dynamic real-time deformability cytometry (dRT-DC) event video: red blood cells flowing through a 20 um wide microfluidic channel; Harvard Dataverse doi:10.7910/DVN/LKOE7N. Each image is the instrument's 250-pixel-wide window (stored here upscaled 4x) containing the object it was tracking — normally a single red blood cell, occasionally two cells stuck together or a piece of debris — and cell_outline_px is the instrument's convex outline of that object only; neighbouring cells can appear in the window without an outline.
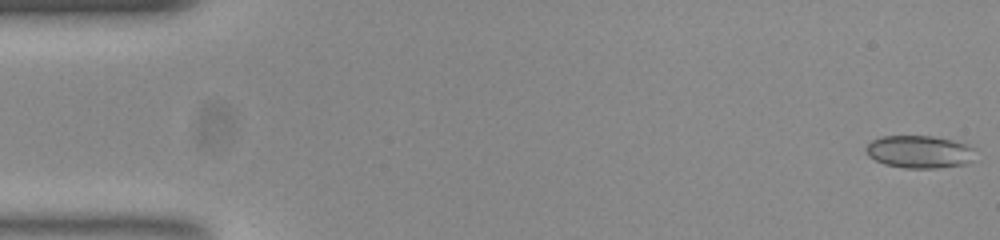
{"species": "common noctule bat (a hibernating species)", "species_latin": "Nyctalus noctula", "temperature_condition": "room temperature", "stored_images_in_passage": 52, "camera_frame_rate_fps": 3000, "um_per_image_px": 0.085, "animal": {"sex": "female", "body_mass_g": 23.0, "forearm_length_mm": 53.4}, "frame": {"image": 1, "passage_image": 1, "time_ms": 0.0, "image_size_px": [1000, 240], "cell_outline_px": [[976, 148], [968, 160], [964, 164], [936, 168], [904, 168], [884, 164], [868, 156], [864, 148], [872, 140], [880, 136], [932, 136], [952, 140], [968, 144]], "centroid_in_image_um": [78.1, 12.89], "position_along_channel_um": 6.9, "area_um2": 20.69}}
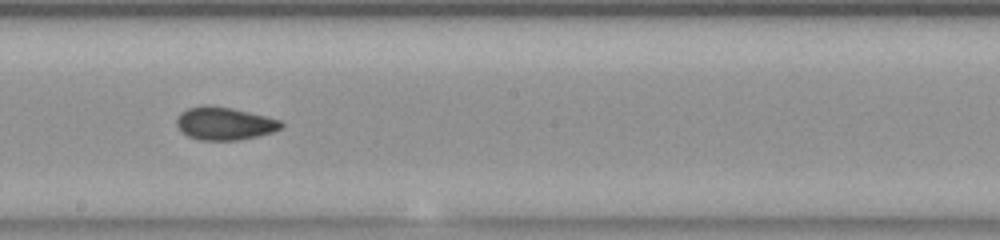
{"frame": {"image": 2, "passage_image": 29, "time_ms": 9.333, "image_size_px": [1000, 240], "cell_outline_px": [[284, 124], [280, 128], [272, 132], [256, 136], [236, 140], [200, 140], [188, 136], [176, 124], [176, 120], [180, 112], [188, 108], [204, 104], [232, 108], [280, 120]], "centroid_in_image_um": [19.05, 10.49], "position_along_channel_um": 229.2, "area_um2": 19.77}}
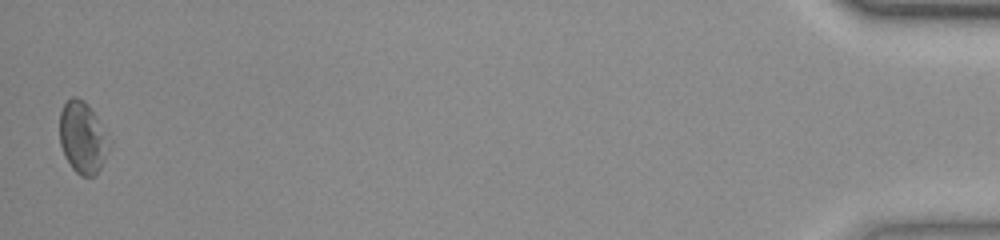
{"frame": {"image": 3, "passage_image": 52, "time_ms": 17.0, "image_size_px": [1000, 240], "cell_outline_px": [[112, 140], [104, 160], [100, 168], [92, 176], [80, 176], [72, 168], [64, 156], [60, 144], [60, 112], [64, 104], [72, 96], [76, 96], [84, 100], [96, 116]], "centroid_in_image_um": [7.03, 11.68], "position_along_channel_um": 428.2, "area_um2": 20.75}, "authors_computed_cell_mechanics": {"area_um2": 19.941, "velocity_mm_per_s": 3.88, "shape_relaxation_time_tau1_ms": 5.3332, "shape_relaxation_time_tau2_ms": 1.9026, "deformation_change_tau1": 0.0989, "deformation_change_tau2": 0.0621}}